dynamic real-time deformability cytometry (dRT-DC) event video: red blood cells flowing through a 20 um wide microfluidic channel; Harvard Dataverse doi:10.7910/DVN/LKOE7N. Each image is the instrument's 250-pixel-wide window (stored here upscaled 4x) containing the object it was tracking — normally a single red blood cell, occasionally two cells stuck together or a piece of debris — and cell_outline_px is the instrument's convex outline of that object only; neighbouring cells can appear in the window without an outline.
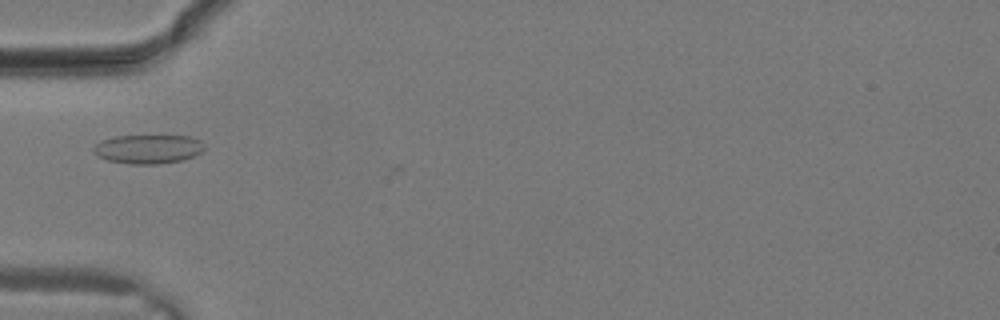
{"species": "common noctule bat (a hibernating species)", "species_latin": "Nyctalus noctula", "temperature_condition": "warm", "stored_images_in_passage": 2, "camera_frame_rate_fps": 3000, "um_per_image_px": 0.085, "animal": {"sex": "male", "body_mass_g": 19.2, "forearm_length_mm": 51.8}, "frame": {"image": 1, "passage_image": 1, "time_ms": 0.0, "image_size_px": [1000, 320], "cell_outline_px": [[204, 148], [200, 152], [192, 156], [180, 160], [156, 164], [128, 164], [108, 160], [96, 156], [92, 152], [92, 148], [100, 140], [116, 136], [192, 136], [200, 140], [204, 144]], "centroid_in_image_um": [12.54, 12.66], "position_along_channel_um": 72.5, "area_um2": 18.73}}